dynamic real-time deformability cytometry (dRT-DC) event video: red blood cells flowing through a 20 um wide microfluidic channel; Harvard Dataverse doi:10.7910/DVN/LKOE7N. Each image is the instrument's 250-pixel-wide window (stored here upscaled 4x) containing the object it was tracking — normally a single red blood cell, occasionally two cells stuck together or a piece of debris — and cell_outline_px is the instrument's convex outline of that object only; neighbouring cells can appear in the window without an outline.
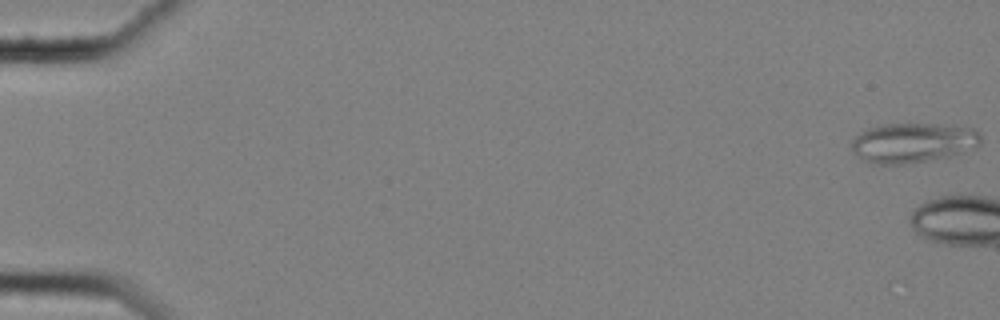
{"species": "common noctule bat (a hibernating species)", "species_latin": "Nyctalus noctula", "temperature_condition": "cold", "stored_images_in_passage": 5, "camera_frame_rate_fps": 3000, "um_per_image_px": 0.085, "animal": {"sex": "female", "body_mass_g": 25.1}, "frame": {"image": 1, "passage_image": 1, "time_ms": 0.0, "image_size_px": [1000, 320], "cell_outline_px": [[980, 144], [976, 148], [948, 156], [904, 164], [876, 164], [864, 160], [852, 152], [852, 140], [856, 136], [868, 128], [888, 124], [936, 124], [972, 128], [980, 136]], "centroid_in_image_um": [77.58, 12.13], "position_along_channel_um": 7.4, "area_um2": 29.54}}